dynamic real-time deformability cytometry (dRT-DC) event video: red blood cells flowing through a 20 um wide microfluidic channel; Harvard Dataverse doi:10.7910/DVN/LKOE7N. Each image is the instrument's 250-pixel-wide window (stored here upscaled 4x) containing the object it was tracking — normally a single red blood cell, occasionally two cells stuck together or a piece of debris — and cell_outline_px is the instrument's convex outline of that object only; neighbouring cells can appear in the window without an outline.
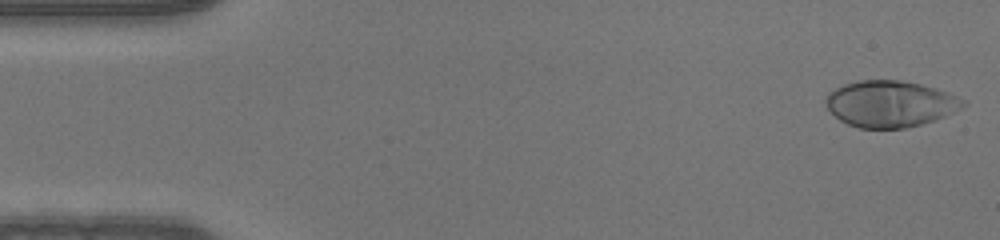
{"species": "human", "species_latin": "Homo sapiens", "temperature_condition": "warm", "stored_images_in_passage": 49, "camera_frame_rate_fps": 3000, "um_per_image_px": 0.085, "donor": {"sex": "male"}, "frame": {"image": 1, "passage_image": 1, "time_ms": 0.0, "image_size_px": [1000, 240], "cell_outline_px": [[968, 104], [936, 120], [904, 128], [860, 128], [848, 124], [840, 120], [828, 108], [824, 100], [828, 92], [844, 84], [860, 80], [900, 80], [920, 84], [936, 88], [968, 100]], "centroid_in_image_um": [75.68, 8.82], "position_along_channel_um": 9.3, "area_um2": 37.05}}
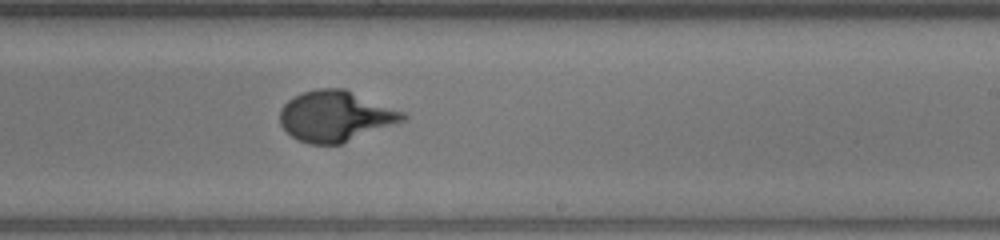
{"frame": {"image": 2, "passage_image": 29, "time_ms": 9.333, "image_size_px": [1000, 240], "cell_outline_px": [[408, 116], [404, 120], [340, 144], [308, 144], [296, 140], [280, 124], [280, 108], [292, 96], [316, 88], [344, 88], [404, 112]], "centroid_in_image_um": [28.47, 9.86], "position_along_channel_um": 260.5, "area_um2": 36.07}}
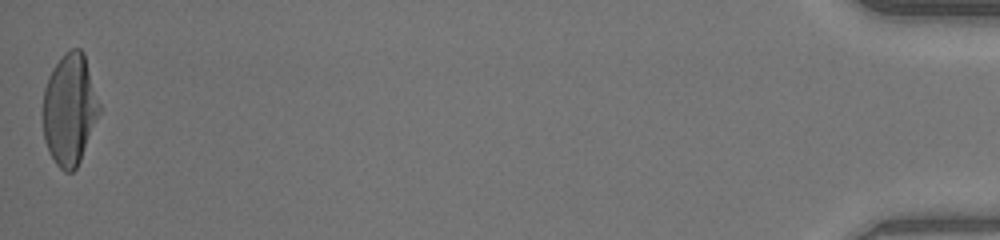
{"frame": {"image": 3, "passage_image": 49, "time_ms": 16.0, "image_size_px": [1000, 240], "cell_outline_px": [[100, 112], [80, 160], [76, 168], [72, 172], [64, 172], [56, 164], [48, 152], [44, 140], [44, 88], [48, 76], [64, 52], [72, 48], [80, 48], [84, 52], [100, 104]], "centroid_in_image_um": [5.92, 9.29], "position_along_channel_um": 429.3, "area_um2": 36.41}}